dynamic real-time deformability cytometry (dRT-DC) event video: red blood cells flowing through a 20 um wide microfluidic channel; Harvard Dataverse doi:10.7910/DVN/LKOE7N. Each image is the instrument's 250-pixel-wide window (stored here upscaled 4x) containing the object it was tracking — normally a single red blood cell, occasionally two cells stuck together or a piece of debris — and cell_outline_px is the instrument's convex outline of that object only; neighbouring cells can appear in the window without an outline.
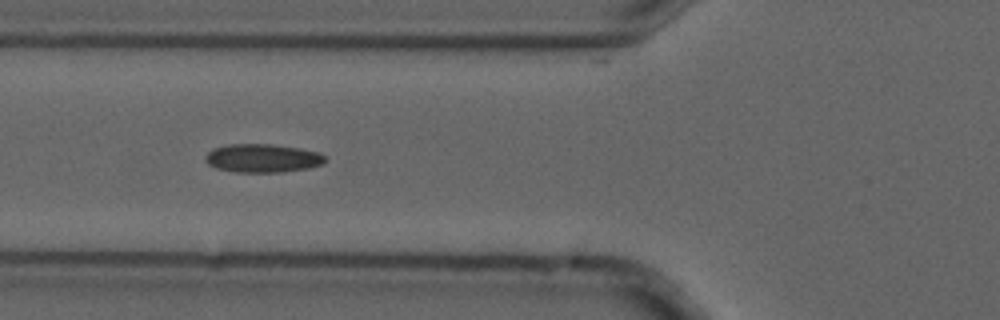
{"species": "common noctule bat (a hibernating species)", "species_latin": "Nyctalus noctula", "temperature_condition": "cold", "stored_images_in_passage": 5, "camera_frame_rate_fps": 3000, "um_per_image_px": 0.085, "animal": {"sex": "male", "forearm_length_mm": 52.5}, "frame": {"image": 1, "passage_image": 5, "time_ms": 1.333, "image_size_px": [1000, 320], "cell_outline_px": [[324, 164], [308, 168], [284, 172], [236, 172], [216, 168], [208, 164], [204, 160], [204, 156], [212, 148], [228, 144], [272, 144], [300, 148], [320, 152], [324, 156]], "centroid_in_image_um": [22.3, 13.44], "position_along_channel_um": 103.5, "area_um2": 20.06}}